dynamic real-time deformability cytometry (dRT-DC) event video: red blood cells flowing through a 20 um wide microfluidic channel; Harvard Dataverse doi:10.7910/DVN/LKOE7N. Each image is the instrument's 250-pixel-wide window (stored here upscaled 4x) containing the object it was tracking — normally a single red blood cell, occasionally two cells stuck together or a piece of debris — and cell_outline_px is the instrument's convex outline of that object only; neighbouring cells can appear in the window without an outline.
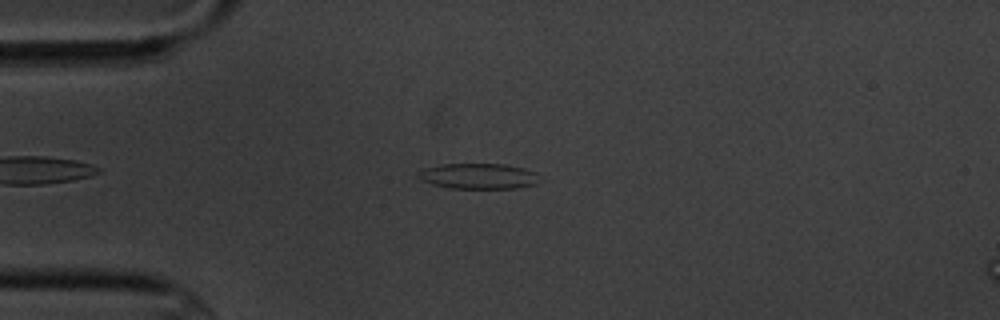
{"species": "common noctule bat (a hibernating species)", "species_latin": "Nyctalus noctula", "temperature_condition": "cold", "stored_images_in_passage": 11, "camera_frame_rate_fps": 3000, "um_per_image_px": 0.085, "animal": {"sex": "male", "body_mass_g": 20.1, "forearm_length_mm": 53.5}, "frame": {"image": 1, "passage_image": 4, "time_ms": 3.333, "image_size_px": [1000, 320], "cell_outline_px": [[544, 180], [536, 184], [516, 188], [448, 188], [432, 184], [420, 180], [416, 176], [416, 172], [424, 168], [444, 164], [504, 164], [524, 168], [536, 172]], "centroid_in_image_um": [40.69, 14.97], "position_along_channel_um": 44.3, "area_um2": 18.38}}
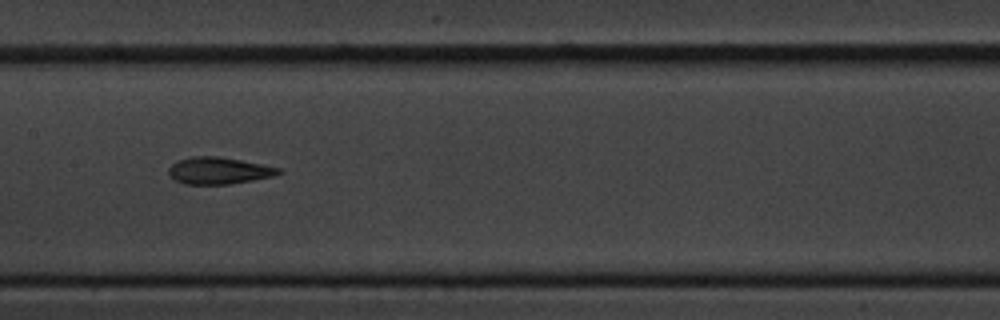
{"frame": {"image": 2, "passage_image": 8, "time_ms": 8.0, "image_size_px": [1000, 320], "cell_outline_px": [[284, 172], [272, 176], [252, 180], [228, 184], [184, 184], [176, 180], [168, 172], [168, 168], [176, 160], [192, 156], [220, 156], [280, 168]], "centroid_in_image_um": [18.57, 14.49], "position_along_channel_um": 188.8, "area_um2": 17.11}}
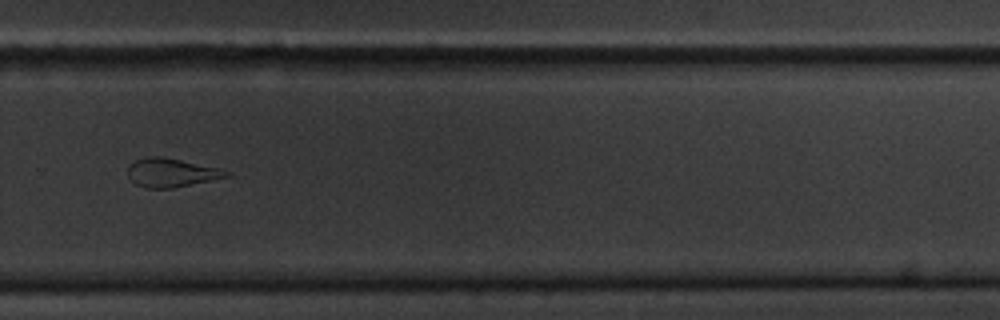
{"frame": {"image": 3, "passage_image": 11, "time_ms": 11.667, "image_size_px": [1000, 320], "cell_outline_px": [[232, 176], [172, 188], [144, 188], [136, 184], [128, 176], [128, 164], [136, 160], [148, 156], [164, 156], [220, 168], [232, 172]], "centroid_in_image_um": [14.59, 14.66], "position_along_channel_um": 315.2, "area_um2": 16.7}}